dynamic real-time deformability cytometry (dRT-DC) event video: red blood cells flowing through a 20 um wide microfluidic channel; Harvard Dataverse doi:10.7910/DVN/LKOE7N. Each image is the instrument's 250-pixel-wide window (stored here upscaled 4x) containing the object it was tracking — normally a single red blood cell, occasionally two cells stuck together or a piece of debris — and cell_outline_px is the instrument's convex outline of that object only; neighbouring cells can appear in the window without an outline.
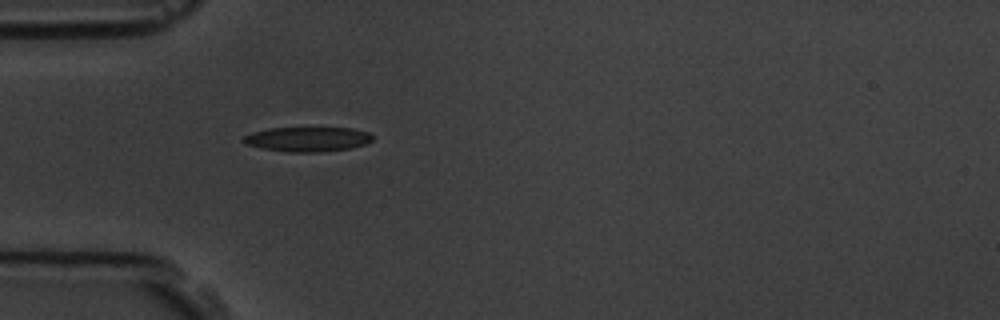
{"species": "common noctule bat (a hibernating species)", "species_latin": "Nyctalus noctula", "temperature_condition": "room temperature", "stored_images_in_passage": 1, "camera_frame_rate_fps": 3000, "um_per_image_px": 0.085, "animal": {"sex": "male", "body_mass_g": 19.5, "forearm_length_mm": 54.6}, "frame": {"image": 1, "passage_image": 1, "time_ms": 0.0, "image_size_px": [1000, 320], "cell_outline_px": [[372, 140], [364, 144], [348, 148], [320, 152], [288, 152], [264, 148], [244, 144], [240, 140], [244, 136], [252, 132], [268, 128], [352, 128], [368, 132], [372, 136]], "centroid_in_image_um": [26.09, 11.82], "position_along_channel_um": 58.9, "area_um2": 18.44}}